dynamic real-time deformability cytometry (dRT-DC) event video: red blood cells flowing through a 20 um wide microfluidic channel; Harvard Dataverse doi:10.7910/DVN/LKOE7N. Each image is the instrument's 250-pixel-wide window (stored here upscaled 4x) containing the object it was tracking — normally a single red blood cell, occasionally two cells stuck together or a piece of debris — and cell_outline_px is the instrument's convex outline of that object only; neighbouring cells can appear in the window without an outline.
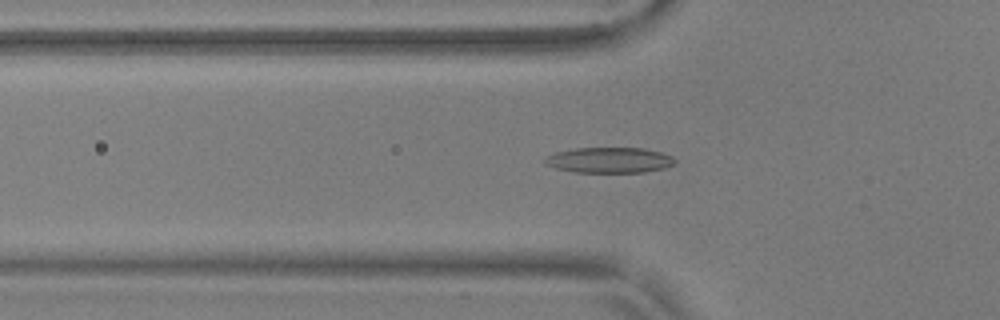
{"species": "common noctule bat (a hibernating species)", "species_latin": "Nyctalus noctula", "temperature_condition": "warm", "stored_images_in_passage": 54, "camera_frame_rate_fps": 3000, "um_per_image_px": 0.085, "animal": {"sex": "male", "body_mass_g": 17.9, "forearm_length_mm": 54.2}, "frame": {"image": 1, "passage_image": 18, "time_ms": 5.667, "image_size_px": [1000, 320], "cell_outline_px": [[676, 160], [672, 164], [664, 168], [644, 172], [576, 172], [556, 168], [548, 164], [544, 160], [548, 156], [556, 152], [576, 148], [644, 148], [660, 152], [672, 156]], "centroid_in_image_um": [51.82, 13.6], "position_along_channel_um": 74.0, "area_um2": 19.07}}
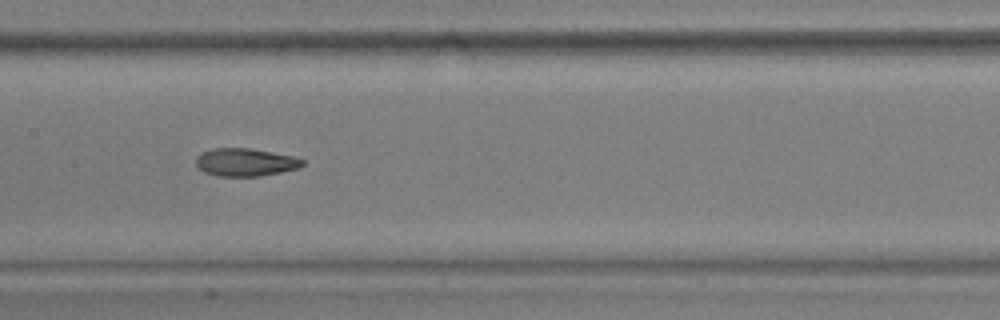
{"frame": {"image": 2, "passage_image": 27, "time_ms": 8.667, "image_size_px": [1000, 320], "cell_outline_px": [[304, 164], [300, 168], [260, 176], [216, 176], [204, 172], [196, 164], [196, 156], [200, 152], [212, 148], [248, 148], [292, 156], [304, 160]], "centroid_in_image_um": [20.82, 13.79], "position_along_channel_um": 186.6, "area_um2": 17.28}}
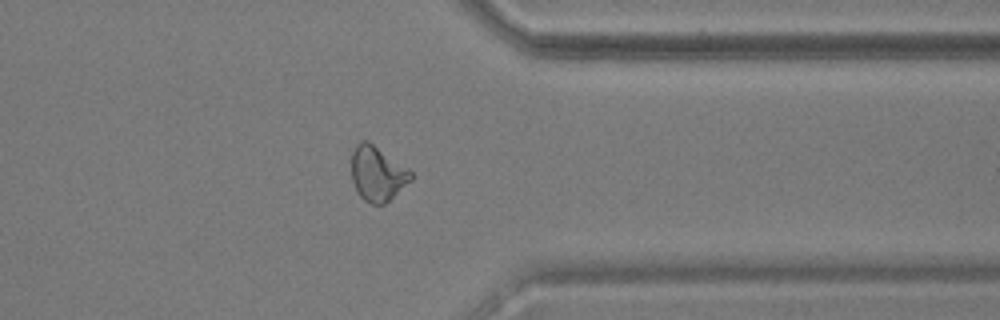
{"frame": {"image": 3, "passage_image": 43, "time_ms": 14.0, "image_size_px": [1000, 320], "cell_outline_px": [[412, 180], [384, 204], [372, 204], [364, 200], [356, 192], [352, 180], [352, 152], [356, 144], [360, 140], [368, 140], [412, 172]], "centroid_in_image_um": [32.05, 14.76], "position_along_channel_um": 379.4, "area_um2": 18.84}, "authors_computed_cell_mechanics": {"area_um2": 18.1492, "velocity_mm_per_s": 3.7098, "shape_relaxation_time_tau1_ms": 6.6501, "shape_relaxation_time_tau2_ms": 1.9112, "deformation_change_tau1": 0.2054, "deformation_change_tau2": 0.0935}}